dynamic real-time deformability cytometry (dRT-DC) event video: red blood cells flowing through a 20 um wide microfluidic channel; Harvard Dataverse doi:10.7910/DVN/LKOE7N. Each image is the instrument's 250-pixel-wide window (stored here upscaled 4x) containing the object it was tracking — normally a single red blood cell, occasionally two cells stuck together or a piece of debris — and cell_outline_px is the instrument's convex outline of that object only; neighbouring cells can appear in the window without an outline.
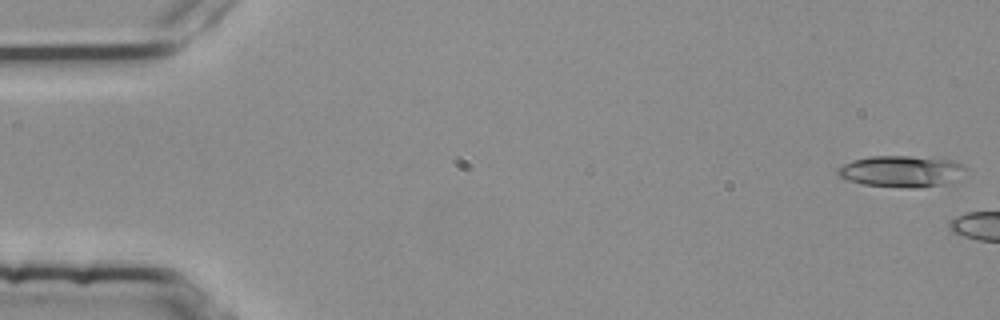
{"species": "common noctule bat (a hibernating species)", "species_latin": "Nyctalus noctula", "temperature_condition": "room temperature", "stored_images_in_passage": 6, "camera_frame_rate_fps": 3000, "um_per_image_px": 0.085, "animal": {"sex": "female", "body_mass_g": 25.1}, "frame": {"image": 1, "passage_image": 1, "time_ms": 0.0, "image_size_px": [1000, 320], "cell_outline_px": [[964, 168], [952, 184], [864, 184], [848, 180], [840, 176], [836, 172], [844, 164], [852, 160], [872, 156], [912, 156], [952, 160], [960, 164]], "centroid_in_image_um": [76.57, 14.49], "position_along_channel_um": 8.4, "area_um2": 21.79}}